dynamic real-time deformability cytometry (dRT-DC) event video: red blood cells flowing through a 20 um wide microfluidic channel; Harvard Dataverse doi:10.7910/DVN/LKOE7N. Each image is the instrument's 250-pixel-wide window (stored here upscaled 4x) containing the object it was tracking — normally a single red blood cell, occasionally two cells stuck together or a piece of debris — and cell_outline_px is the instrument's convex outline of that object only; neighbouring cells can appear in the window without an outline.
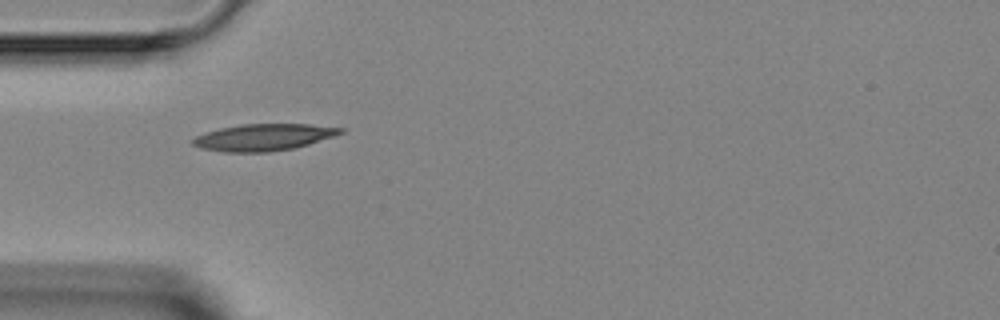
{"species": "Egyptian fruit bat (a non-hibernating species)", "species_latin": "Rousettus aegyptiacus", "temperature_condition": "room temperature", "stored_images_in_passage": 2, "camera_frame_rate_fps": 3000, "um_per_image_px": 0.085, "animal": {"sex": "female"}, "frame": {"image": 1, "passage_image": 1, "time_ms": 0.0, "image_size_px": [1000, 320], "cell_outline_px": [[344, 132], [336, 136], [296, 148], [268, 152], [224, 152], [200, 148], [192, 144], [188, 140], [196, 136], [220, 128], [240, 124], [308, 124], [344, 128]], "centroid_in_image_um": [22.41, 11.67], "position_along_channel_um": 62.6, "area_um2": 23.24}}
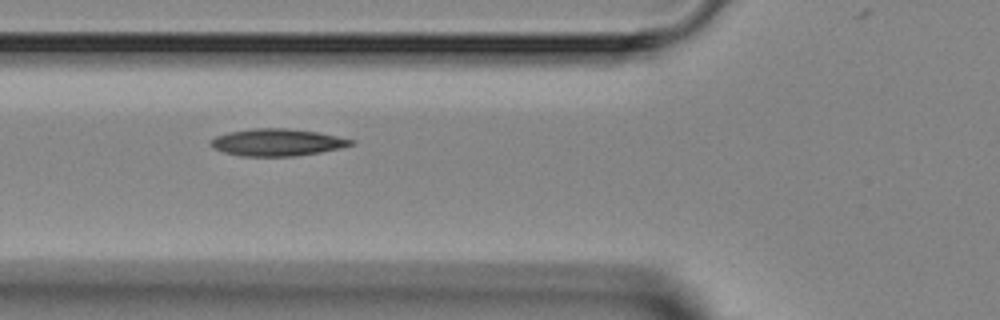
{"frame": {"image": 2, "passage_image": 2, "time_ms": 1.0, "image_size_px": [1000, 320], "cell_outline_px": [[356, 144], [340, 148], [320, 152], [292, 156], [240, 156], [224, 152], [208, 144], [208, 140], [216, 136], [228, 132], [252, 128], [288, 128], [320, 132], [356, 140]], "centroid_in_image_um": [23.58, 12.09], "position_along_channel_um": 102.2, "area_um2": 22.37}}